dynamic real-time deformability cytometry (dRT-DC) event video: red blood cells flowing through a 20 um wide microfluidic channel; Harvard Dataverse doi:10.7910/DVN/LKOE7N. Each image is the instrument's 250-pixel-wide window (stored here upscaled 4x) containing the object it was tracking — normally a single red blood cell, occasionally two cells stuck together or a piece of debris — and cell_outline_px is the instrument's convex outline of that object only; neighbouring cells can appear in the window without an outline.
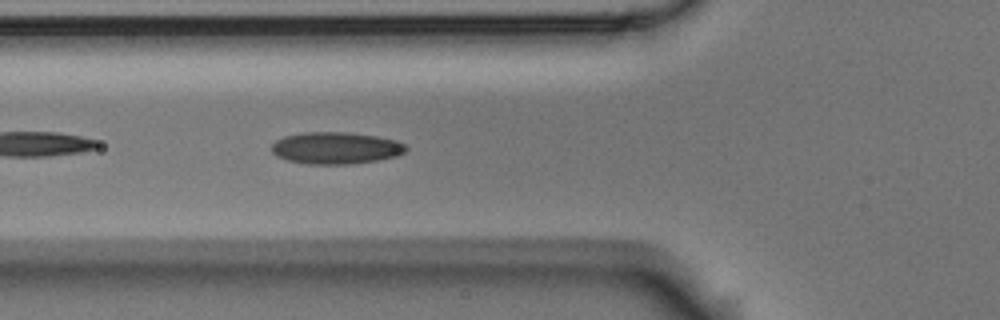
{"species": "Egyptian fruit bat (a non-hibernating species)", "species_latin": "Rousettus aegyptiacus", "temperature_condition": "room temperature", "stored_images_in_passage": 15, "camera_frame_rate_fps": 3000, "um_per_image_px": 0.085, "animal": {"sex": "male"}, "frame": {"image": 1, "passage_image": 5, "time_ms": 1.333, "image_size_px": [1000, 320], "cell_outline_px": [[408, 148], [404, 152], [396, 156], [376, 160], [352, 164], [308, 164], [288, 160], [276, 156], [272, 152], [272, 144], [276, 140], [284, 136], [304, 132], [348, 132], [376, 136], [396, 140], [404, 144]], "centroid_in_image_um": [28.53, 12.58], "position_along_channel_um": 97.3, "area_um2": 24.97}}
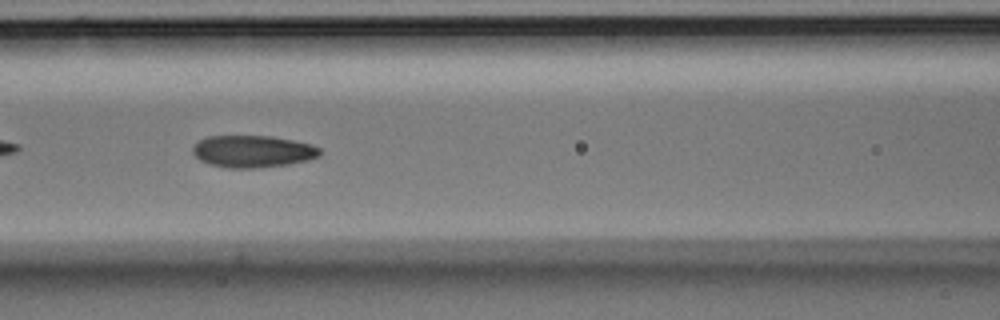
{"frame": {"image": 2, "passage_image": 9, "time_ms": 2.667, "image_size_px": [1000, 320], "cell_outline_px": [[320, 156], [308, 160], [288, 164], [260, 168], [228, 168], [208, 164], [200, 160], [192, 152], [192, 148], [200, 140], [208, 136], [272, 136], [312, 144], [320, 148]], "centroid_in_image_um": [21.49, 12.87], "position_along_channel_um": 145.1, "area_um2": 23.81}}
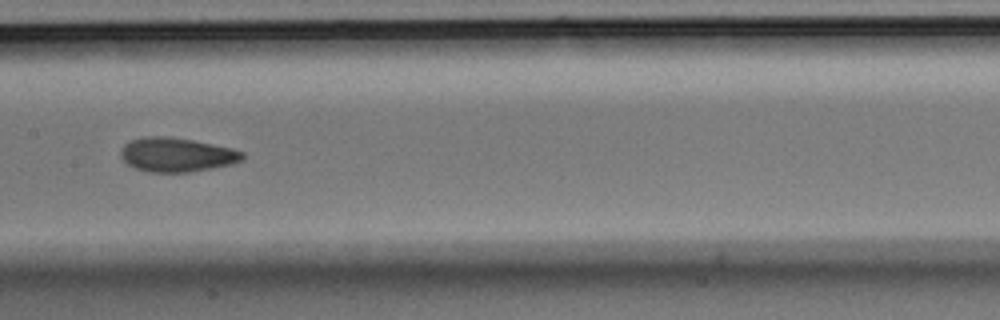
{"frame": {"image": 3, "passage_image": 13, "time_ms": 4.0, "image_size_px": [1000, 320], "cell_outline_px": [[244, 160], [232, 164], [212, 168], [188, 172], [148, 172], [136, 168], [128, 164], [120, 156], [120, 152], [124, 144], [132, 140], [144, 136], [164, 136], [192, 140], [232, 148], [244, 152]], "centroid_in_image_um": [15.03, 13.15], "position_along_channel_um": 192.4, "area_um2": 24.16}}